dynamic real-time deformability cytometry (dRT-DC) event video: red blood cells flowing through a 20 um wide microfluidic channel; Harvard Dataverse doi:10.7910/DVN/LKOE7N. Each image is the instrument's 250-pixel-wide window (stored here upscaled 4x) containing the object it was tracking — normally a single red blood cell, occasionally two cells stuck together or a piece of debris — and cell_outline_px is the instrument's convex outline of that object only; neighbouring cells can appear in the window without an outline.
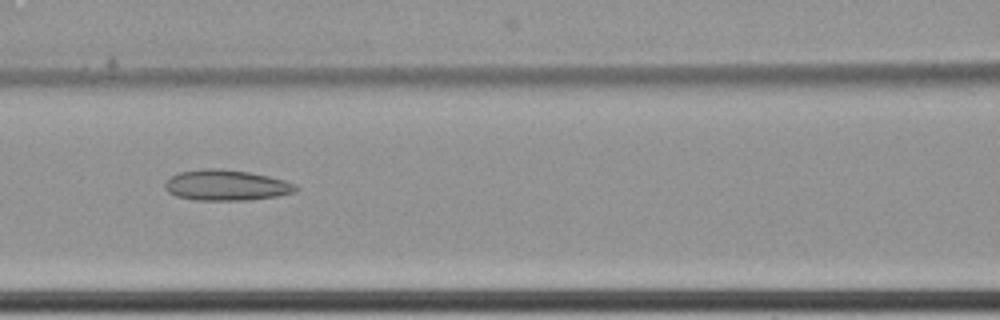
{"species": "common noctule bat (a hibernating species)", "species_latin": "Nyctalus noctula", "temperature_condition": "cold", "stored_images_in_passage": 9, "camera_frame_rate_fps": 3000, "um_per_image_px": 0.085, "animal": {"sex": "female", "body_mass_g": 22.7, "forearm_length_mm": 54.2}, "frame": {"image": 1, "passage_image": 9, "time_ms": 2.667, "image_size_px": [1000, 320], "cell_outline_px": [[296, 192], [276, 196], [248, 200], [192, 200], [176, 196], [168, 192], [164, 188], [164, 184], [172, 176], [180, 172], [204, 168], [220, 168], [248, 172], [268, 176], [284, 180], [296, 184]], "centroid_in_image_um": [19.21, 15.74], "position_along_channel_um": 147.4, "area_um2": 23.35}}